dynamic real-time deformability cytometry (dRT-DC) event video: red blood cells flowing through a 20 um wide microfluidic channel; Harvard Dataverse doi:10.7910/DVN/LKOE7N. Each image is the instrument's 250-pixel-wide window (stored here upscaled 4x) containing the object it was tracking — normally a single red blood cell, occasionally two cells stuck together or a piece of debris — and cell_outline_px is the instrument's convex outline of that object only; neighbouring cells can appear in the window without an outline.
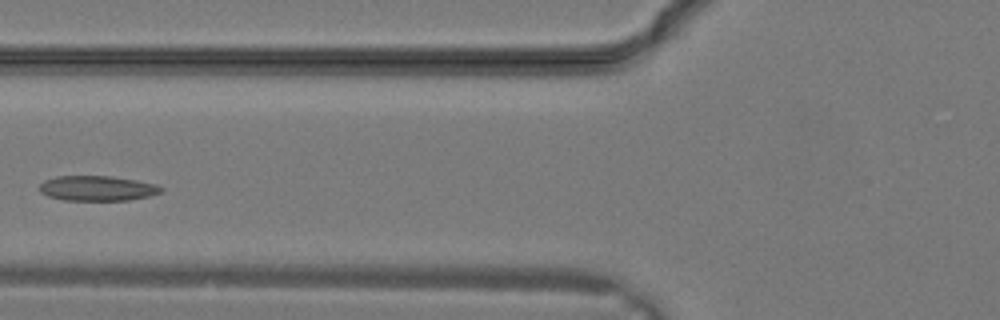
{"species": "common noctule bat (a hibernating species)", "species_latin": "Nyctalus noctula", "temperature_condition": "warm", "stored_images_in_passage": 10, "camera_frame_rate_fps": 3000, "um_per_image_px": 0.085, "animal": {"sex": "male", "body_mass_g": 19.2, "forearm_length_mm": 51.8}, "frame": {"image": 1, "passage_image": 9, "time_ms": 2.667, "image_size_px": [1000, 320], "cell_outline_px": [[164, 192], [148, 196], [128, 200], [64, 200], [48, 196], [40, 192], [40, 184], [44, 180], [56, 176], [112, 176], [136, 180], [156, 184], [164, 188]], "centroid_in_image_um": [8.29, 16.0], "position_along_channel_um": 117.5, "area_um2": 17.8}}